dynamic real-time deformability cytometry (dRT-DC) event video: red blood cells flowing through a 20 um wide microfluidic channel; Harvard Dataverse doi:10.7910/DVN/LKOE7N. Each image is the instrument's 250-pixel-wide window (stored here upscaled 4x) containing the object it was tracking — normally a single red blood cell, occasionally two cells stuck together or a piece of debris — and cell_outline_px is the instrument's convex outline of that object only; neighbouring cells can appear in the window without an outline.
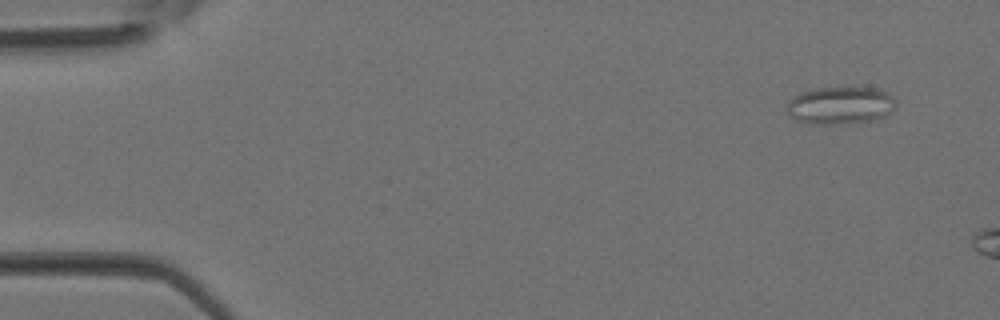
{"species": "Egyptian fruit bat (a non-hibernating species)", "species_latin": "Rousettus aegyptiacus", "temperature_condition": "room temperature", "stored_images_in_passage": 2, "camera_frame_rate_fps": 3000, "um_per_image_px": 0.085, "animal": {"sex": "female"}, "frame": {"image": 1, "passage_image": 1, "time_ms": 0.0, "image_size_px": [1000, 320], "cell_outline_px": [[896, 104], [884, 116], [872, 120], [852, 124], [808, 124], [788, 116], [788, 100], [800, 92], [816, 88], [872, 88], [884, 92], [892, 96], [896, 100]], "centroid_in_image_um": [71.38, 8.98], "position_along_channel_um": 13.6, "area_um2": 23.76}}